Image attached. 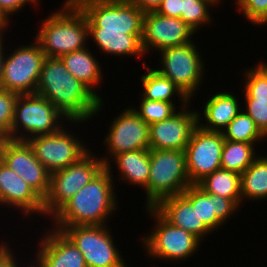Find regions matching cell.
<instances>
[{
	"mask_svg": "<svg viewBox=\"0 0 267 267\" xmlns=\"http://www.w3.org/2000/svg\"><path fill=\"white\" fill-rule=\"evenodd\" d=\"M120 112L106 124L109 126L108 131L102 139L106 152L99 155L104 165L120 153L149 149V125L130 104Z\"/></svg>",
	"mask_w": 267,
	"mask_h": 267,
	"instance_id": "cell-13",
	"label": "cell"
},
{
	"mask_svg": "<svg viewBox=\"0 0 267 267\" xmlns=\"http://www.w3.org/2000/svg\"><path fill=\"white\" fill-rule=\"evenodd\" d=\"M35 94L50 101L71 121L91 123L105 105V98L100 101L65 68L60 58L44 59Z\"/></svg>",
	"mask_w": 267,
	"mask_h": 267,
	"instance_id": "cell-1",
	"label": "cell"
},
{
	"mask_svg": "<svg viewBox=\"0 0 267 267\" xmlns=\"http://www.w3.org/2000/svg\"><path fill=\"white\" fill-rule=\"evenodd\" d=\"M47 227L44 226L40 240L37 238L34 257L44 267H87L76 245L62 231Z\"/></svg>",
	"mask_w": 267,
	"mask_h": 267,
	"instance_id": "cell-19",
	"label": "cell"
},
{
	"mask_svg": "<svg viewBox=\"0 0 267 267\" xmlns=\"http://www.w3.org/2000/svg\"><path fill=\"white\" fill-rule=\"evenodd\" d=\"M70 121L44 97L38 94L18 95L14 105L11 139L27 142L37 136L58 132Z\"/></svg>",
	"mask_w": 267,
	"mask_h": 267,
	"instance_id": "cell-5",
	"label": "cell"
},
{
	"mask_svg": "<svg viewBox=\"0 0 267 267\" xmlns=\"http://www.w3.org/2000/svg\"><path fill=\"white\" fill-rule=\"evenodd\" d=\"M143 35H129L126 31H102V28H89L90 42L93 41V45L96 44V49L109 57L118 56L124 57H137L136 59L141 60V65L144 66L146 63L142 58L146 57L142 45ZM95 43V44H94ZM108 54V55H107ZM144 55V56H143ZM143 62V63H142Z\"/></svg>",
	"mask_w": 267,
	"mask_h": 267,
	"instance_id": "cell-24",
	"label": "cell"
},
{
	"mask_svg": "<svg viewBox=\"0 0 267 267\" xmlns=\"http://www.w3.org/2000/svg\"><path fill=\"white\" fill-rule=\"evenodd\" d=\"M197 185L208 194H215L233 200L240 208L241 176L239 173L219 168L205 176Z\"/></svg>",
	"mask_w": 267,
	"mask_h": 267,
	"instance_id": "cell-28",
	"label": "cell"
},
{
	"mask_svg": "<svg viewBox=\"0 0 267 267\" xmlns=\"http://www.w3.org/2000/svg\"><path fill=\"white\" fill-rule=\"evenodd\" d=\"M140 99L137 107L136 105L131 107L148 125L169 119L175 112L185 107L165 101H153L142 97Z\"/></svg>",
	"mask_w": 267,
	"mask_h": 267,
	"instance_id": "cell-33",
	"label": "cell"
},
{
	"mask_svg": "<svg viewBox=\"0 0 267 267\" xmlns=\"http://www.w3.org/2000/svg\"><path fill=\"white\" fill-rule=\"evenodd\" d=\"M242 110L255 122L256 127L267 138V102L256 99H243Z\"/></svg>",
	"mask_w": 267,
	"mask_h": 267,
	"instance_id": "cell-36",
	"label": "cell"
},
{
	"mask_svg": "<svg viewBox=\"0 0 267 267\" xmlns=\"http://www.w3.org/2000/svg\"><path fill=\"white\" fill-rule=\"evenodd\" d=\"M3 206L11 208L12 211H19V215L24 214L22 220L33 219L34 215L35 219L44 217V199L16 172L0 161V207L4 209Z\"/></svg>",
	"mask_w": 267,
	"mask_h": 267,
	"instance_id": "cell-18",
	"label": "cell"
},
{
	"mask_svg": "<svg viewBox=\"0 0 267 267\" xmlns=\"http://www.w3.org/2000/svg\"><path fill=\"white\" fill-rule=\"evenodd\" d=\"M222 132L207 131L199 125L194 129L185 148L186 168L191 184L221 168L224 145Z\"/></svg>",
	"mask_w": 267,
	"mask_h": 267,
	"instance_id": "cell-15",
	"label": "cell"
},
{
	"mask_svg": "<svg viewBox=\"0 0 267 267\" xmlns=\"http://www.w3.org/2000/svg\"><path fill=\"white\" fill-rule=\"evenodd\" d=\"M9 242H12L10 240L3 241V239L0 240V255L11 245Z\"/></svg>",
	"mask_w": 267,
	"mask_h": 267,
	"instance_id": "cell-44",
	"label": "cell"
},
{
	"mask_svg": "<svg viewBox=\"0 0 267 267\" xmlns=\"http://www.w3.org/2000/svg\"><path fill=\"white\" fill-rule=\"evenodd\" d=\"M10 23L12 24V21H10L0 10V37H4L6 34H9L6 31H8L10 27L12 28Z\"/></svg>",
	"mask_w": 267,
	"mask_h": 267,
	"instance_id": "cell-41",
	"label": "cell"
},
{
	"mask_svg": "<svg viewBox=\"0 0 267 267\" xmlns=\"http://www.w3.org/2000/svg\"><path fill=\"white\" fill-rule=\"evenodd\" d=\"M234 94V90L226 92L222 89L208 95L202 103L203 111L197 109L198 125L207 131L222 132L242 110L240 96Z\"/></svg>",
	"mask_w": 267,
	"mask_h": 267,
	"instance_id": "cell-21",
	"label": "cell"
},
{
	"mask_svg": "<svg viewBox=\"0 0 267 267\" xmlns=\"http://www.w3.org/2000/svg\"><path fill=\"white\" fill-rule=\"evenodd\" d=\"M236 10L251 25L267 26V0H234Z\"/></svg>",
	"mask_w": 267,
	"mask_h": 267,
	"instance_id": "cell-34",
	"label": "cell"
},
{
	"mask_svg": "<svg viewBox=\"0 0 267 267\" xmlns=\"http://www.w3.org/2000/svg\"><path fill=\"white\" fill-rule=\"evenodd\" d=\"M241 199L244 201H267V154H259L253 163L240 175Z\"/></svg>",
	"mask_w": 267,
	"mask_h": 267,
	"instance_id": "cell-27",
	"label": "cell"
},
{
	"mask_svg": "<svg viewBox=\"0 0 267 267\" xmlns=\"http://www.w3.org/2000/svg\"><path fill=\"white\" fill-rule=\"evenodd\" d=\"M1 161L16 172L43 199L47 196L51 173L36 158L28 142L8 139L2 149Z\"/></svg>",
	"mask_w": 267,
	"mask_h": 267,
	"instance_id": "cell-17",
	"label": "cell"
},
{
	"mask_svg": "<svg viewBox=\"0 0 267 267\" xmlns=\"http://www.w3.org/2000/svg\"><path fill=\"white\" fill-rule=\"evenodd\" d=\"M144 13L156 11L162 0H128Z\"/></svg>",
	"mask_w": 267,
	"mask_h": 267,
	"instance_id": "cell-40",
	"label": "cell"
},
{
	"mask_svg": "<svg viewBox=\"0 0 267 267\" xmlns=\"http://www.w3.org/2000/svg\"><path fill=\"white\" fill-rule=\"evenodd\" d=\"M105 168H107V170L110 172L114 181L120 180L123 184H132L134 187L136 186L137 189H140L139 187H141L145 194L144 207L147 208V184L150 176V149H141L120 153L114 156L105 165ZM115 168H117V171H119L117 174L118 178L116 175H113V170Z\"/></svg>",
	"mask_w": 267,
	"mask_h": 267,
	"instance_id": "cell-23",
	"label": "cell"
},
{
	"mask_svg": "<svg viewBox=\"0 0 267 267\" xmlns=\"http://www.w3.org/2000/svg\"><path fill=\"white\" fill-rule=\"evenodd\" d=\"M191 104L192 101L169 119L149 125V149L185 151L198 126L197 110Z\"/></svg>",
	"mask_w": 267,
	"mask_h": 267,
	"instance_id": "cell-16",
	"label": "cell"
},
{
	"mask_svg": "<svg viewBox=\"0 0 267 267\" xmlns=\"http://www.w3.org/2000/svg\"><path fill=\"white\" fill-rule=\"evenodd\" d=\"M224 139L234 142L252 143L260 147L259 143L267 138L256 127L255 122L248 114L241 110L238 115L222 131ZM257 143V144H256Z\"/></svg>",
	"mask_w": 267,
	"mask_h": 267,
	"instance_id": "cell-30",
	"label": "cell"
},
{
	"mask_svg": "<svg viewBox=\"0 0 267 267\" xmlns=\"http://www.w3.org/2000/svg\"><path fill=\"white\" fill-rule=\"evenodd\" d=\"M30 258H31L30 261L28 259H26L29 262L28 264L27 263H23L24 267L26 266L25 264H27L26 267H44L42 265V263L36 257L32 258V256H30ZM31 261H32V263H31ZM23 265L21 264L19 267H22Z\"/></svg>",
	"mask_w": 267,
	"mask_h": 267,
	"instance_id": "cell-43",
	"label": "cell"
},
{
	"mask_svg": "<svg viewBox=\"0 0 267 267\" xmlns=\"http://www.w3.org/2000/svg\"><path fill=\"white\" fill-rule=\"evenodd\" d=\"M181 6L182 0H162L155 12L168 17L181 18Z\"/></svg>",
	"mask_w": 267,
	"mask_h": 267,
	"instance_id": "cell-38",
	"label": "cell"
},
{
	"mask_svg": "<svg viewBox=\"0 0 267 267\" xmlns=\"http://www.w3.org/2000/svg\"><path fill=\"white\" fill-rule=\"evenodd\" d=\"M143 68L146 69L145 74L140 76L142 90L139 91L141 92L139 96L148 100L174 104L176 103L174 100H177L180 106H186L191 102L169 78L161 75L154 67L145 64Z\"/></svg>",
	"mask_w": 267,
	"mask_h": 267,
	"instance_id": "cell-26",
	"label": "cell"
},
{
	"mask_svg": "<svg viewBox=\"0 0 267 267\" xmlns=\"http://www.w3.org/2000/svg\"><path fill=\"white\" fill-rule=\"evenodd\" d=\"M244 72H241L242 93L244 99H256V101L267 102V73L258 65L243 67Z\"/></svg>",
	"mask_w": 267,
	"mask_h": 267,
	"instance_id": "cell-32",
	"label": "cell"
},
{
	"mask_svg": "<svg viewBox=\"0 0 267 267\" xmlns=\"http://www.w3.org/2000/svg\"><path fill=\"white\" fill-rule=\"evenodd\" d=\"M191 185L185 151L150 149V176L147 184V208L182 192Z\"/></svg>",
	"mask_w": 267,
	"mask_h": 267,
	"instance_id": "cell-7",
	"label": "cell"
},
{
	"mask_svg": "<svg viewBox=\"0 0 267 267\" xmlns=\"http://www.w3.org/2000/svg\"><path fill=\"white\" fill-rule=\"evenodd\" d=\"M91 149L77 162L54 171L50 175V188L44 198V218H51L70 198L88 184L105 167Z\"/></svg>",
	"mask_w": 267,
	"mask_h": 267,
	"instance_id": "cell-9",
	"label": "cell"
},
{
	"mask_svg": "<svg viewBox=\"0 0 267 267\" xmlns=\"http://www.w3.org/2000/svg\"><path fill=\"white\" fill-rule=\"evenodd\" d=\"M6 39L5 36L4 37H0V87H1V83H2V76H3V62H4V58H5V53H6V49L8 48L7 46H5L6 44Z\"/></svg>",
	"mask_w": 267,
	"mask_h": 267,
	"instance_id": "cell-42",
	"label": "cell"
},
{
	"mask_svg": "<svg viewBox=\"0 0 267 267\" xmlns=\"http://www.w3.org/2000/svg\"><path fill=\"white\" fill-rule=\"evenodd\" d=\"M198 46L194 39L181 46L165 48L156 54L160 59H157L159 64L154 69L169 78L190 101L197 98L195 95L205 83V71L208 72L205 67L206 58H203L201 47Z\"/></svg>",
	"mask_w": 267,
	"mask_h": 267,
	"instance_id": "cell-6",
	"label": "cell"
},
{
	"mask_svg": "<svg viewBox=\"0 0 267 267\" xmlns=\"http://www.w3.org/2000/svg\"><path fill=\"white\" fill-rule=\"evenodd\" d=\"M211 2H213L216 6H218L219 7V4L221 5V1H222V3H224L225 1H223V0H210Z\"/></svg>",
	"mask_w": 267,
	"mask_h": 267,
	"instance_id": "cell-47",
	"label": "cell"
},
{
	"mask_svg": "<svg viewBox=\"0 0 267 267\" xmlns=\"http://www.w3.org/2000/svg\"><path fill=\"white\" fill-rule=\"evenodd\" d=\"M197 33L181 18L160 15L155 11L146 12L143 18L141 45L147 56L168 47L187 44L194 40ZM155 52V53H153Z\"/></svg>",
	"mask_w": 267,
	"mask_h": 267,
	"instance_id": "cell-14",
	"label": "cell"
},
{
	"mask_svg": "<svg viewBox=\"0 0 267 267\" xmlns=\"http://www.w3.org/2000/svg\"><path fill=\"white\" fill-rule=\"evenodd\" d=\"M60 8L42 19L33 37L49 58H60L89 47V27L84 12L73 0H63ZM56 10V11H55Z\"/></svg>",
	"mask_w": 267,
	"mask_h": 267,
	"instance_id": "cell-3",
	"label": "cell"
},
{
	"mask_svg": "<svg viewBox=\"0 0 267 267\" xmlns=\"http://www.w3.org/2000/svg\"><path fill=\"white\" fill-rule=\"evenodd\" d=\"M108 226L110 227L109 224L51 227L62 231L76 245L82 252L87 267H130L112 236L115 233Z\"/></svg>",
	"mask_w": 267,
	"mask_h": 267,
	"instance_id": "cell-8",
	"label": "cell"
},
{
	"mask_svg": "<svg viewBox=\"0 0 267 267\" xmlns=\"http://www.w3.org/2000/svg\"><path fill=\"white\" fill-rule=\"evenodd\" d=\"M168 222L193 234L201 242L212 232L199 218L196 206L183 195L178 194L161 200L154 207Z\"/></svg>",
	"mask_w": 267,
	"mask_h": 267,
	"instance_id": "cell-22",
	"label": "cell"
},
{
	"mask_svg": "<svg viewBox=\"0 0 267 267\" xmlns=\"http://www.w3.org/2000/svg\"><path fill=\"white\" fill-rule=\"evenodd\" d=\"M267 61L265 60H262V61H259V63H257L266 73H267Z\"/></svg>",
	"mask_w": 267,
	"mask_h": 267,
	"instance_id": "cell-46",
	"label": "cell"
},
{
	"mask_svg": "<svg viewBox=\"0 0 267 267\" xmlns=\"http://www.w3.org/2000/svg\"><path fill=\"white\" fill-rule=\"evenodd\" d=\"M182 194L192 206H196L199 218L214 233L223 228L222 226L240 211V207L233 200L208 194L197 184H191Z\"/></svg>",
	"mask_w": 267,
	"mask_h": 267,
	"instance_id": "cell-20",
	"label": "cell"
},
{
	"mask_svg": "<svg viewBox=\"0 0 267 267\" xmlns=\"http://www.w3.org/2000/svg\"><path fill=\"white\" fill-rule=\"evenodd\" d=\"M13 249V246L11 244V246H9L1 255H0V267H19L22 263L23 260H21V262L19 261L20 259H18V254L16 253L17 251ZM16 254H15V253ZM17 257H16V256ZM17 258V259H16ZM17 260V262H16ZM20 263V264H19Z\"/></svg>",
	"mask_w": 267,
	"mask_h": 267,
	"instance_id": "cell-39",
	"label": "cell"
},
{
	"mask_svg": "<svg viewBox=\"0 0 267 267\" xmlns=\"http://www.w3.org/2000/svg\"><path fill=\"white\" fill-rule=\"evenodd\" d=\"M83 123L85 125V123L88 122L70 121L69 125L67 123L66 127L64 126L58 132L37 136L27 141L32 147L36 158L50 173L64 169L77 162L91 149L89 148L90 146H88L90 144H87V142L82 139L83 136L80 137V135L75 133L76 131H71L73 125L76 127Z\"/></svg>",
	"mask_w": 267,
	"mask_h": 267,
	"instance_id": "cell-11",
	"label": "cell"
},
{
	"mask_svg": "<svg viewBox=\"0 0 267 267\" xmlns=\"http://www.w3.org/2000/svg\"><path fill=\"white\" fill-rule=\"evenodd\" d=\"M8 139L4 136H1L0 135V161L2 159V149H3V146H4V143L7 141Z\"/></svg>",
	"mask_w": 267,
	"mask_h": 267,
	"instance_id": "cell-45",
	"label": "cell"
},
{
	"mask_svg": "<svg viewBox=\"0 0 267 267\" xmlns=\"http://www.w3.org/2000/svg\"><path fill=\"white\" fill-rule=\"evenodd\" d=\"M40 2V0H0V10L10 21H13L14 15L18 16L17 13L25 9L27 5H32L33 8L39 7Z\"/></svg>",
	"mask_w": 267,
	"mask_h": 267,
	"instance_id": "cell-37",
	"label": "cell"
},
{
	"mask_svg": "<svg viewBox=\"0 0 267 267\" xmlns=\"http://www.w3.org/2000/svg\"><path fill=\"white\" fill-rule=\"evenodd\" d=\"M112 175L103 168L70 198L51 218L50 226L107 225L119 208L118 189ZM115 189V190H114ZM118 199V200H117ZM52 219V220H51Z\"/></svg>",
	"mask_w": 267,
	"mask_h": 267,
	"instance_id": "cell-2",
	"label": "cell"
},
{
	"mask_svg": "<svg viewBox=\"0 0 267 267\" xmlns=\"http://www.w3.org/2000/svg\"><path fill=\"white\" fill-rule=\"evenodd\" d=\"M84 12L89 28L143 35L144 12L128 0H73Z\"/></svg>",
	"mask_w": 267,
	"mask_h": 267,
	"instance_id": "cell-12",
	"label": "cell"
},
{
	"mask_svg": "<svg viewBox=\"0 0 267 267\" xmlns=\"http://www.w3.org/2000/svg\"><path fill=\"white\" fill-rule=\"evenodd\" d=\"M145 215L151 216L152 228L137 239L148 259L179 264L199 251L202 242L193 234L168 222L154 207L145 208ZM164 260V261H163Z\"/></svg>",
	"mask_w": 267,
	"mask_h": 267,
	"instance_id": "cell-4",
	"label": "cell"
},
{
	"mask_svg": "<svg viewBox=\"0 0 267 267\" xmlns=\"http://www.w3.org/2000/svg\"><path fill=\"white\" fill-rule=\"evenodd\" d=\"M258 155V148L252 143L224 140L221 168L241 175Z\"/></svg>",
	"mask_w": 267,
	"mask_h": 267,
	"instance_id": "cell-29",
	"label": "cell"
},
{
	"mask_svg": "<svg viewBox=\"0 0 267 267\" xmlns=\"http://www.w3.org/2000/svg\"><path fill=\"white\" fill-rule=\"evenodd\" d=\"M31 41L6 50L0 89L18 95L35 94L46 55L35 39Z\"/></svg>",
	"mask_w": 267,
	"mask_h": 267,
	"instance_id": "cell-10",
	"label": "cell"
},
{
	"mask_svg": "<svg viewBox=\"0 0 267 267\" xmlns=\"http://www.w3.org/2000/svg\"><path fill=\"white\" fill-rule=\"evenodd\" d=\"M86 47L81 50L62 55L60 59L65 68L80 82H82L100 101L103 100L101 90L99 89L104 81V72L101 67L100 58L97 59L93 50ZM93 52V54H92ZM102 84V85H101ZM100 90V91H97ZM99 92V93H98Z\"/></svg>",
	"mask_w": 267,
	"mask_h": 267,
	"instance_id": "cell-25",
	"label": "cell"
},
{
	"mask_svg": "<svg viewBox=\"0 0 267 267\" xmlns=\"http://www.w3.org/2000/svg\"><path fill=\"white\" fill-rule=\"evenodd\" d=\"M18 94L0 89V135L11 139L14 105Z\"/></svg>",
	"mask_w": 267,
	"mask_h": 267,
	"instance_id": "cell-35",
	"label": "cell"
},
{
	"mask_svg": "<svg viewBox=\"0 0 267 267\" xmlns=\"http://www.w3.org/2000/svg\"><path fill=\"white\" fill-rule=\"evenodd\" d=\"M214 7L216 5L210 0H182L181 19L198 33L204 25L210 26L214 22L211 15Z\"/></svg>",
	"mask_w": 267,
	"mask_h": 267,
	"instance_id": "cell-31",
	"label": "cell"
}]
</instances>
